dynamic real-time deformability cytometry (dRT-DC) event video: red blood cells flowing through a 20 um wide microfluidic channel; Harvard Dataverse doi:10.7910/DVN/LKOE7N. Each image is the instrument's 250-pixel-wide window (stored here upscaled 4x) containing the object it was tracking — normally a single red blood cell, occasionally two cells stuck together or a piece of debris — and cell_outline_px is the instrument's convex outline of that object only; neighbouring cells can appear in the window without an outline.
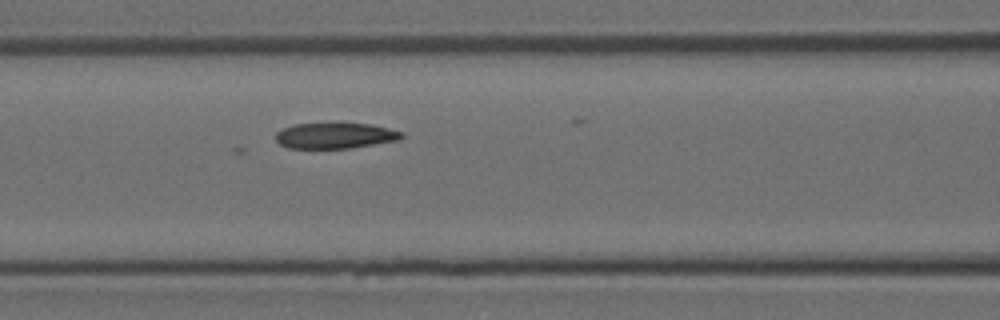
{"species": "Egyptian fruit bat (a non-hibernating species)", "species_latin": "Rousettus aegyptiacus", "temperature_condition": "room temperature", "stored_images_in_passage": 7, "camera_frame_rate_fps": 3000, "um_per_image_px": 0.085, "animal": {"sex": "female"}, "frame": {"image": 1, "passage_image": 7, "time_ms": 2.0, "image_size_px": [1000, 320], "cell_outline_px": [[404, 136], [400, 140], [348, 148], [288, 148], [280, 144], [276, 140], [276, 132], [280, 128], [292, 124], [332, 120], [336, 120], [372, 124], [404, 132]], "centroid_in_image_um": [28.47, 11.46], "position_along_channel_um": 138.1, "area_um2": 20.06}}